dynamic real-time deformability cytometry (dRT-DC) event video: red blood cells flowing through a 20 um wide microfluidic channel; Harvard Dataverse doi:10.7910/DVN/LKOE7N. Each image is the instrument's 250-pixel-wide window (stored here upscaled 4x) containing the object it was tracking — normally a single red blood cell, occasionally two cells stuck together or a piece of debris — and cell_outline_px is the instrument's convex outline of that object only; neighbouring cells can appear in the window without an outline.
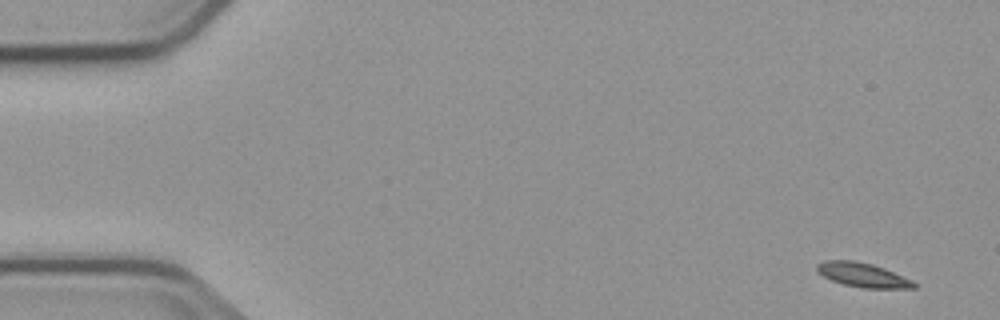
{"species": "common noctule bat (a hibernating species)", "species_latin": "Nyctalus noctula", "temperature_condition": "cold", "stored_images_in_passage": 6, "camera_frame_rate_fps": 3000, "um_per_image_px": 0.085, "animal": {"sex": "male", "body_mass_g": 23.1, "forearm_length_mm": 52.7}, "frame": {"image": 1, "passage_image": 1, "time_ms": 0.0, "image_size_px": [1000, 320], "cell_outline_px": [[916, 288], [864, 288], [844, 284], [832, 280], [816, 272], [816, 264], [824, 260], [856, 260], [872, 264], [884, 268], [912, 280], [916, 284]], "centroid_in_image_um": [73.3, 23.35], "position_along_channel_um": 11.7, "area_um2": 13.7}}
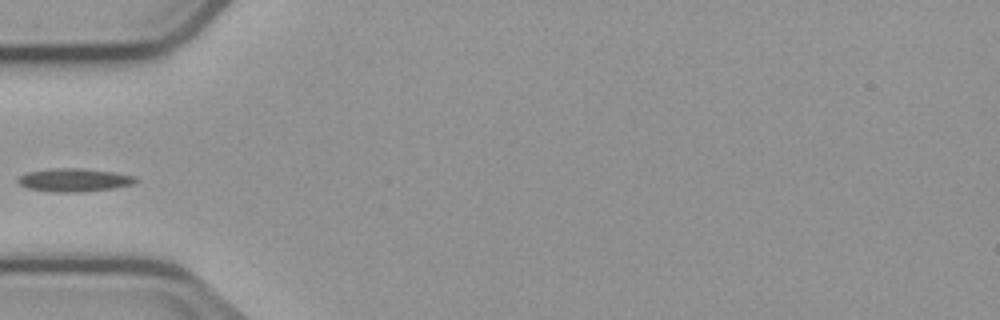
{"frame": {"image": 2, "passage_image": 5, "time_ms": 5.333, "image_size_px": [1000, 320], "cell_outline_px": [[140, 180], [132, 184], [112, 188], [80, 192], [56, 192], [28, 188], [20, 184], [16, 180], [20, 176], [28, 172], [52, 168], [80, 168], [112, 172], [136, 176]], "centroid_in_image_um": [6.32, 15.29], "position_along_channel_um": 78.7, "area_um2": 15.78}}
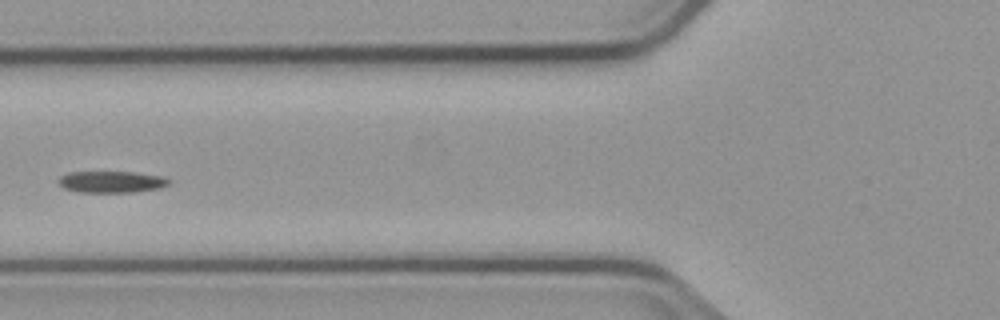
{"frame": {"image": 3, "passage_image": 6, "time_ms": 6.333, "image_size_px": [1000, 320], "cell_outline_px": [[172, 184], [160, 188], [132, 192], [80, 192], [64, 188], [56, 180], [60, 176], [68, 172], [132, 172], [164, 176], [172, 180]], "centroid_in_image_um": [9.52, 15.45], "position_along_channel_um": 116.3, "area_um2": 14.05}}